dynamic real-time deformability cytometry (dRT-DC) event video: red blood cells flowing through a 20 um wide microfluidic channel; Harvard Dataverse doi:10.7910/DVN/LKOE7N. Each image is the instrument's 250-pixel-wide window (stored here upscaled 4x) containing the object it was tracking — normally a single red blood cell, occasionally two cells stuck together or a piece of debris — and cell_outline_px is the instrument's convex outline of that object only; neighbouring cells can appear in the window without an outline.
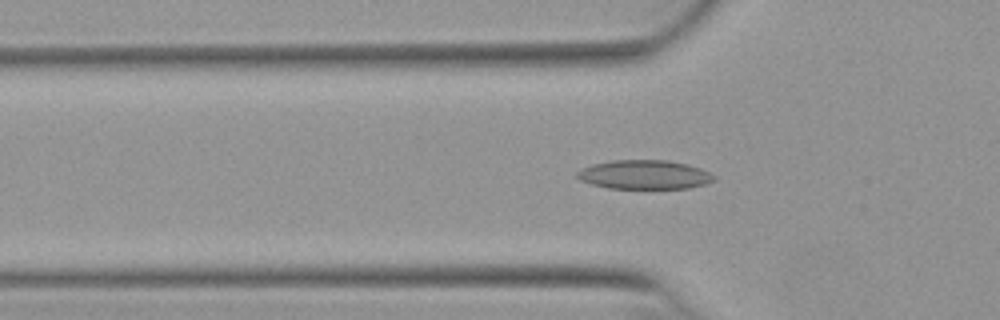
{"species": "Egyptian fruit bat (a non-hibernating species)", "species_latin": "Rousettus aegyptiacus", "temperature_condition": "warm", "stored_images_in_passage": 39, "camera_frame_rate_fps": 3000, "um_per_image_px": 0.085, "animal": {"sex": "female"}, "frame": {"image": 1, "passage_image": 10, "time_ms": 3.0, "image_size_px": [1000, 320], "cell_outline_px": [[716, 180], [704, 184], [688, 188], [608, 188], [592, 184], [580, 180], [576, 176], [576, 172], [592, 164], [612, 160], [668, 160], [688, 164], [700, 168], [716, 176]], "centroid_in_image_um": [54.79, 14.84], "position_along_channel_um": 71.0, "area_um2": 23.12}}
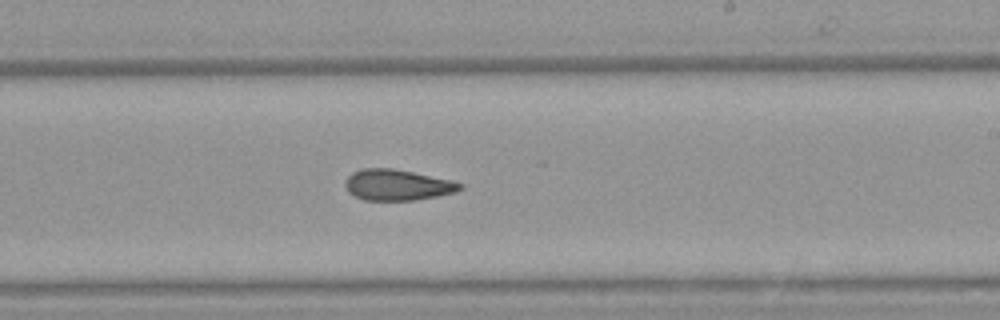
{"frame": {"image": 2, "passage_image": 24, "time_ms": 7.667, "image_size_px": [1000, 320], "cell_outline_px": [[464, 188], [456, 192], [416, 200], [364, 200], [348, 192], [344, 184], [344, 180], [352, 172], [360, 168], [392, 168], [412, 172], [448, 180], [464, 184]], "centroid_in_image_um": [33.73, 15.72], "position_along_channel_um": 255.3, "area_um2": 20.63}}
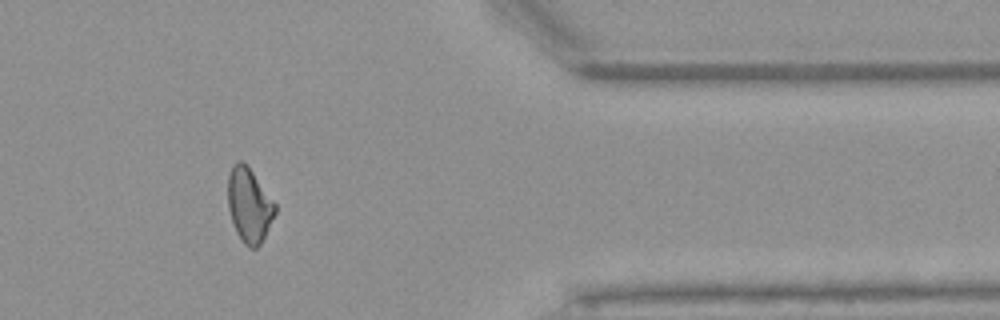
{"frame": {"image": 3, "passage_image": 36, "time_ms": 11.667, "image_size_px": [1000, 320], "cell_outline_px": [[276, 212], [260, 244], [256, 248], [248, 248], [244, 244], [236, 232], [228, 208], [228, 176], [232, 164], [236, 160], [240, 160], [252, 172], [276, 204]], "centroid_in_image_um": [21.16, 17.44], "position_along_channel_um": 390.2, "area_um2": 20.17}, "authors_computed_cell_mechanics": {"area_um2": 21.386, "velocity_mm_per_s": 3.9403, "shape_relaxation_time_tau1_ms": null, "shape_relaxation_time_tau2_ms": 3.5373, "deformation_change_tau1": null, "deformation_change_tau2": 0.1177}}